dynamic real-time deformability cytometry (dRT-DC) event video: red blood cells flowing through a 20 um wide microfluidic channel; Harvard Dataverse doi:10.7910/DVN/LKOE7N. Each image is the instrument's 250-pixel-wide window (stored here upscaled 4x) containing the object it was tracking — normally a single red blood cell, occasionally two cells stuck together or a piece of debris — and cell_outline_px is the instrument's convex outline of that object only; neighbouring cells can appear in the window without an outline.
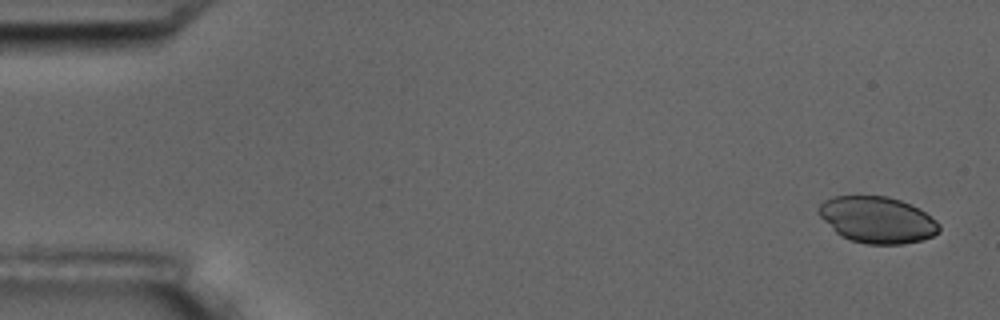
{"species": "common noctule bat (a hibernating species)", "species_latin": "Nyctalus noctula", "temperature_condition": "room temperature", "stored_images_in_passage": 5, "camera_frame_rate_fps": 3000, "um_per_image_px": 0.085, "animal": {"sex": "male", "body_mass_g": 17.5, "forearm_length_mm": 52.3}, "frame": {"image": 1, "passage_image": 1, "time_ms": 0.0, "image_size_px": [1000, 320], "cell_outline_px": [[940, 232], [932, 236], [920, 240], [904, 244], [868, 244], [852, 240], [840, 236], [816, 212], [816, 208], [824, 200], [832, 196], [888, 196], [912, 204], [920, 208], [936, 220], [940, 224]], "centroid_in_image_um": [74.57, 18.67], "position_along_channel_um": 10.4, "area_um2": 32.77}}